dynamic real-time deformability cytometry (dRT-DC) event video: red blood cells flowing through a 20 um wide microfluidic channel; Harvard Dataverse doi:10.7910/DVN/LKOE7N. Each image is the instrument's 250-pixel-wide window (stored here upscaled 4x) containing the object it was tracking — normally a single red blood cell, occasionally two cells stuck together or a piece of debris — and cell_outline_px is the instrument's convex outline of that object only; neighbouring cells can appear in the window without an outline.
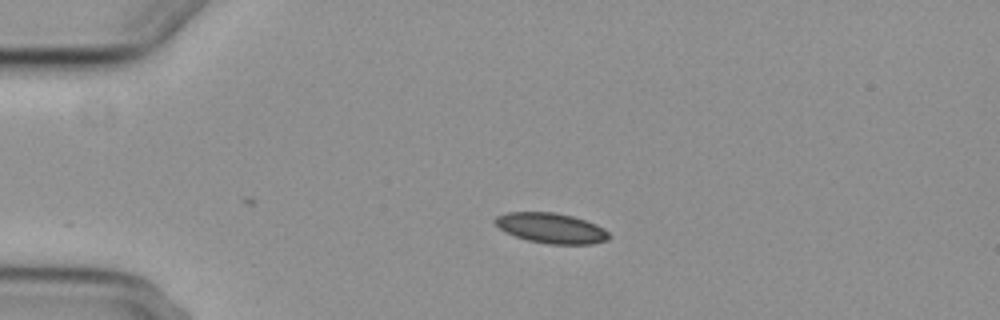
{"species": "common noctule bat (a hibernating species)", "species_latin": "Nyctalus noctula", "temperature_condition": "cold", "stored_images_in_passage": 5, "camera_frame_rate_fps": 3000, "um_per_image_px": 0.085, "animal": {"sex": "female", "body_mass_g": 29.2, "forearm_length_mm": 56.3}, "frame": {"image": 1, "passage_image": 3, "time_ms": 2.333, "image_size_px": [1000, 320], "cell_outline_px": [[612, 236], [608, 240], [592, 244], [548, 244], [528, 240], [504, 232], [492, 220], [496, 216], [508, 212], [556, 212], [572, 216], [596, 224], [604, 228]], "centroid_in_image_um": [46.86, 19.39], "position_along_channel_um": 38.1, "area_um2": 20.17}}
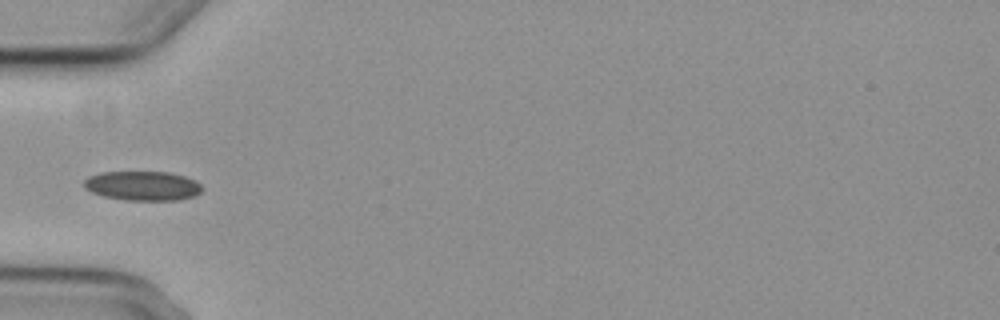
{"frame": {"image": 2, "passage_image": 5, "time_ms": 4.333, "image_size_px": [1000, 320], "cell_outline_px": [[204, 188], [196, 196], [180, 200], [124, 200], [104, 196], [92, 192], [84, 188], [84, 180], [88, 176], [100, 172], [168, 172], [184, 176], [196, 180]], "centroid_in_image_um": [12.14, 15.79], "position_along_channel_um": 72.9, "area_um2": 20.4}}